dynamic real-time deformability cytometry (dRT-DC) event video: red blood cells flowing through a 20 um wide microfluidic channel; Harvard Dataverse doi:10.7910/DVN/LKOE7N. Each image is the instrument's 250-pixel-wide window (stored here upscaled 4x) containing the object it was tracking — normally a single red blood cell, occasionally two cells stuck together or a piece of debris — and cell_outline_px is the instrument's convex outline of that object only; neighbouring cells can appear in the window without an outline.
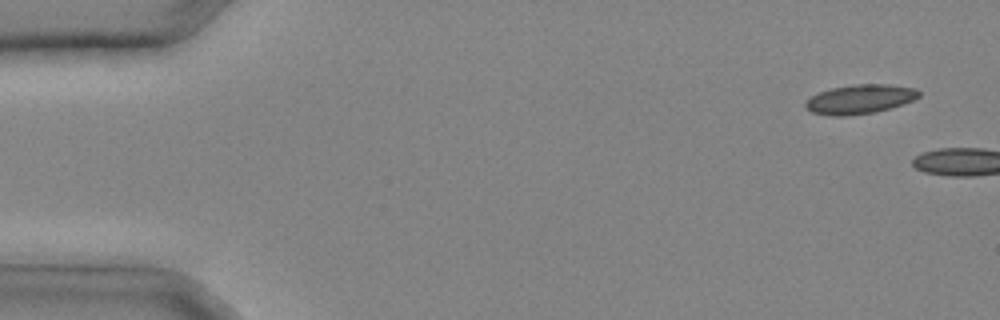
{"species": "common noctule bat (a hibernating species)", "species_latin": "Nyctalus noctula", "temperature_condition": "cold", "stored_images_in_passage": 3, "camera_frame_rate_fps": 3000, "um_per_image_px": 0.085, "animal": {"sex": "male", "body_mass_g": 20.4}, "frame": {"image": 1, "passage_image": 2, "time_ms": 0.333, "image_size_px": [1000, 320], "cell_outline_px": [[920, 96], [912, 100], [876, 112], [844, 116], [832, 116], [812, 112], [804, 104], [804, 100], [820, 92], [832, 88], [856, 84], [888, 84], [916, 88], [920, 92]], "centroid_in_image_um": [73.08, 8.42], "position_along_channel_um": 11.9, "area_um2": 19.13}}